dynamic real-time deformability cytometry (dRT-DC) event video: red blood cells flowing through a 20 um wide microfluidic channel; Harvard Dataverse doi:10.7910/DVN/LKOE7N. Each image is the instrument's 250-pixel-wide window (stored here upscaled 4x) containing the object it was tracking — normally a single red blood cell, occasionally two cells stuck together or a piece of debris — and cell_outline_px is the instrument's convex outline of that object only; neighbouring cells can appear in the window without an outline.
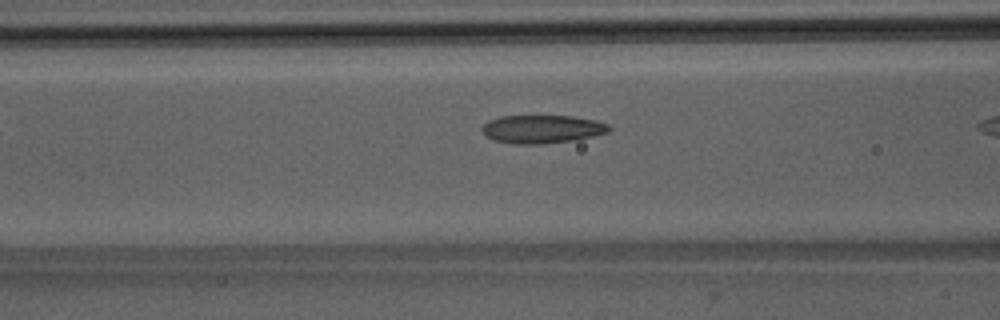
{"species": "Egyptian fruit bat (a non-hibernating species)", "species_latin": "Rousettus aegyptiacus", "temperature_condition": "room temperature", "stored_images_in_passage": 8, "camera_frame_rate_fps": 3000, "um_per_image_px": 0.085, "animal": {"sex": "male"}, "frame": {"image": 1, "passage_image": 6, "time_ms": 1.667, "image_size_px": [1000, 320], "cell_outline_px": [[612, 128], [608, 132], [576, 140], [544, 144], [512, 144], [492, 140], [480, 128], [488, 120], [500, 116], [572, 116], [596, 120], [608, 124]], "centroid_in_image_um": [46.08, 10.98], "position_along_channel_um": 120.5, "area_um2": 21.04}}